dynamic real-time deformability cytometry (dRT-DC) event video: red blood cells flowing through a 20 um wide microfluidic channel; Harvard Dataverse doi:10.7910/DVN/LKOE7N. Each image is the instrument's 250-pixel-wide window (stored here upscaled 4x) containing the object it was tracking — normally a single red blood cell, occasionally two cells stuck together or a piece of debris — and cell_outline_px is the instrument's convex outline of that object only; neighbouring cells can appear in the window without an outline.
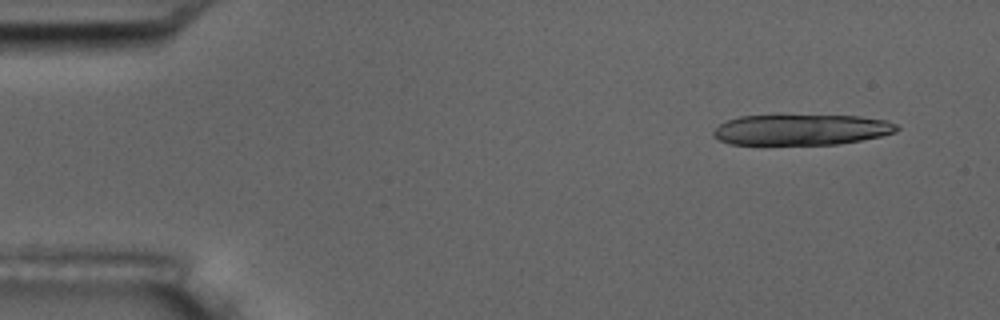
{"species": "common noctule bat (a hibernating species)", "species_latin": "Nyctalus noctula", "temperature_condition": "room temperature", "stored_images_in_passage": 5, "camera_frame_rate_fps": 3000, "um_per_image_px": 0.085, "animal": {"sex": "male", "body_mass_g": 17.5, "forearm_length_mm": 52.3}, "frame": {"image": 1, "passage_image": 1, "time_ms": 0.0, "image_size_px": [1000, 320], "cell_outline_px": [[900, 128], [896, 132], [880, 136], [860, 140], [836, 144], [732, 144], [720, 140], [712, 136], [712, 132], [720, 124], [728, 120], [740, 116], [860, 116], [888, 120], [896, 124]], "centroid_in_image_um": [68.14, 11.02], "position_along_channel_um": 16.9, "area_um2": 32.48}}
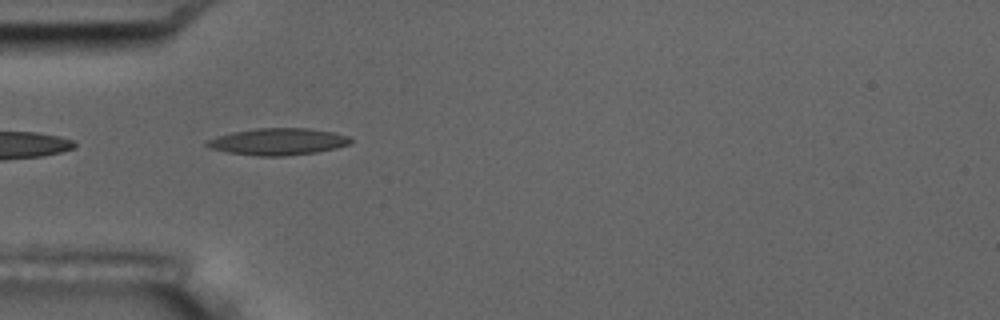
{"frame": {"image": 2, "passage_image": 4, "time_ms": 4.333, "image_size_px": [1000, 320], "cell_outline_px": [[352, 140], [348, 144], [336, 148], [316, 152], [284, 156], [256, 156], [228, 152], [208, 148], [204, 144], [208, 140], [216, 136], [232, 132], [256, 128], [308, 128], [332, 132], [348, 136]], "centroid_in_image_um": [23.59, 12.04], "position_along_channel_um": 61.4, "area_um2": 22.43}}